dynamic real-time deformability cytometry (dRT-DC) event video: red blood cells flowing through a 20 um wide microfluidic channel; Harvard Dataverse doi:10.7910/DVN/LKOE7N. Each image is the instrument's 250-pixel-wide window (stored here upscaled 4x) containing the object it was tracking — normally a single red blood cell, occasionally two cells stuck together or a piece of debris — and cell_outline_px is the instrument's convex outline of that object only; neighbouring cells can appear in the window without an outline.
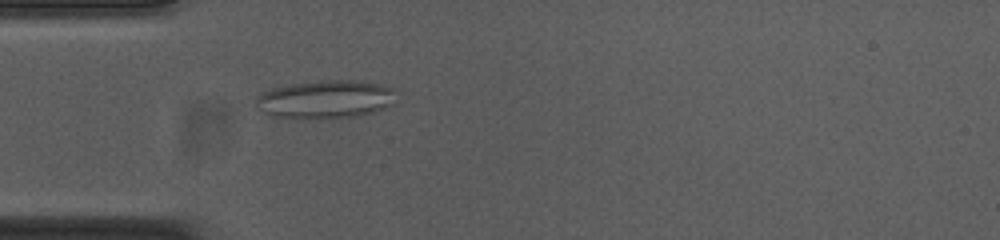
{"species": "common noctule bat (a hibernating species)", "species_latin": "Nyctalus noctula", "temperature_condition": "cold", "stored_images_in_passage": 54, "camera_frame_rate_fps": 3000, "um_per_image_px": 0.085, "animal": {"sex": "female", "body_mass_g": 23.0, "forearm_length_mm": 53.4}, "frame": {"image": 1, "passage_image": 16, "time_ms": 5.0, "image_size_px": [1000, 240], "cell_outline_px": [[400, 92], [392, 104], [384, 108], [360, 116], [316, 120], [268, 116], [256, 104], [256, 96], [260, 92], [272, 88], [292, 84], [320, 80], [364, 80], [396, 88]], "centroid_in_image_um": [27.72, 8.45], "position_along_channel_um": 57.3, "area_um2": 32.19}}
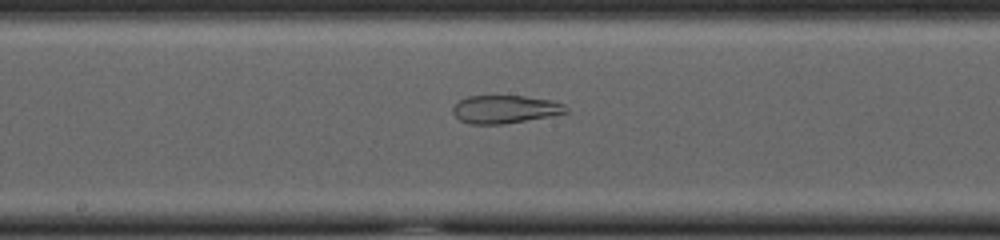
{"frame": {"image": 2, "passage_image": 28, "time_ms": 9.0, "image_size_px": [1000, 240], "cell_outline_px": [[568, 112], [548, 116], [504, 124], [468, 124], [460, 120], [452, 112], [452, 108], [460, 100], [468, 96], [524, 96], [552, 100], [564, 104], [568, 108]], "centroid_in_image_um": [42.92, 9.29], "position_along_channel_um": 205.3, "area_um2": 18.38}}
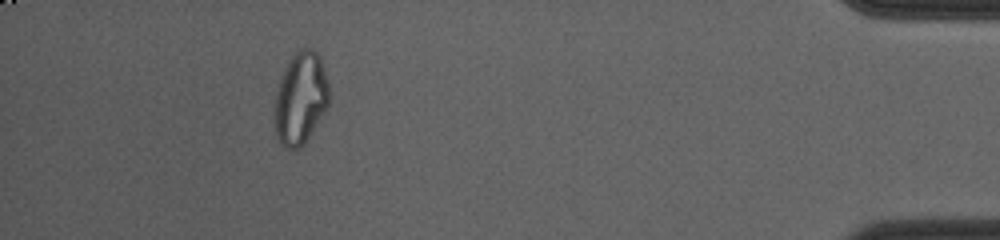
{"frame": {"image": 3, "passage_image": 49, "time_ms": 16.0, "image_size_px": [1000, 240], "cell_outline_px": [[328, 104], [324, 112], [300, 148], [292, 152], [284, 148], [280, 144], [276, 136], [276, 92], [284, 68], [288, 60], [300, 48], [312, 48], [320, 56], [328, 80]], "centroid_in_image_um": [25.55, 8.35], "position_along_channel_um": 409.7, "area_um2": 29.02}, "authors_computed_cell_mechanics": {"area_um2": 28.6399, "velocity_mm_per_s": 3.7722, "shape_relaxation_time_tau1_ms": null, "shape_relaxation_time_tau2_ms": 1.9261, "deformation_change_tau1": null, "deformation_change_tau2": 0.0878}}